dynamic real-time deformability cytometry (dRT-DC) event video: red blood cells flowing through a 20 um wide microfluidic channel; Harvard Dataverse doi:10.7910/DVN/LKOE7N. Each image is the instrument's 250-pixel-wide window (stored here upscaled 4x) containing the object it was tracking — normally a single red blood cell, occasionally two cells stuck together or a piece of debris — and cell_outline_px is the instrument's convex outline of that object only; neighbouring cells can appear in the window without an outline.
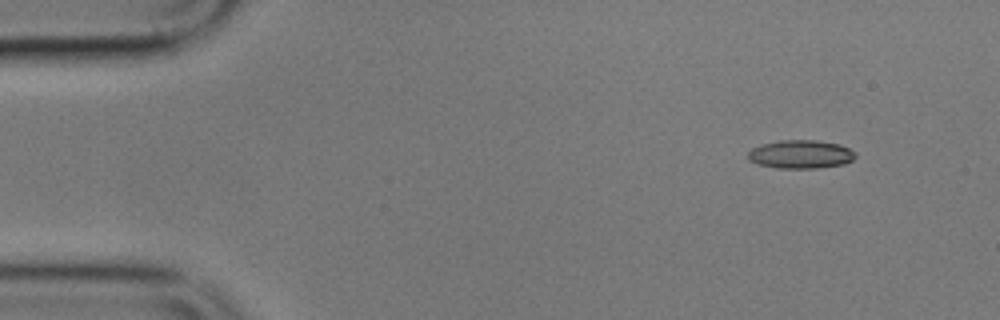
{"species": "common noctule bat (a hibernating species)", "species_latin": "Nyctalus noctula", "temperature_condition": "cold", "stored_images_in_passage": 5, "camera_frame_rate_fps": 3000, "um_per_image_px": 0.085, "animal": {"sex": "male", "body_mass_g": 17.9}, "frame": {"image": 1, "passage_image": 2, "time_ms": 1.333, "image_size_px": [1000, 320], "cell_outline_px": [[856, 156], [852, 160], [844, 164], [816, 168], [776, 168], [760, 164], [748, 160], [748, 152], [752, 148], [760, 144], [780, 140], [816, 140], [840, 144], [856, 152]], "centroid_in_image_um": [68.06, 13.11], "position_along_channel_um": 16.9, "area_um2": 17.86}}
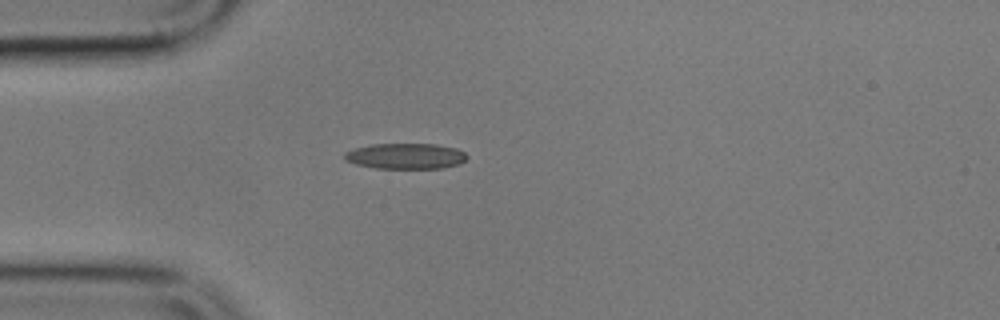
{"frame": {"image": 2, "passage_image": 5, "time_ms": 4.667, "image_size_px": [1000, 320], "cell_outline_px": [[468, 156], [460, 164], [444, 168], [376, 168], [356, 164], [344, 160], [344, 152], [352, 148], [368, 144], [436, 144], [456, 148], [464, 152]], "centroid_in_image_um": [34.45, 13.26], "position_along_channel_um": 50.6, "area_um2": 18.5}}